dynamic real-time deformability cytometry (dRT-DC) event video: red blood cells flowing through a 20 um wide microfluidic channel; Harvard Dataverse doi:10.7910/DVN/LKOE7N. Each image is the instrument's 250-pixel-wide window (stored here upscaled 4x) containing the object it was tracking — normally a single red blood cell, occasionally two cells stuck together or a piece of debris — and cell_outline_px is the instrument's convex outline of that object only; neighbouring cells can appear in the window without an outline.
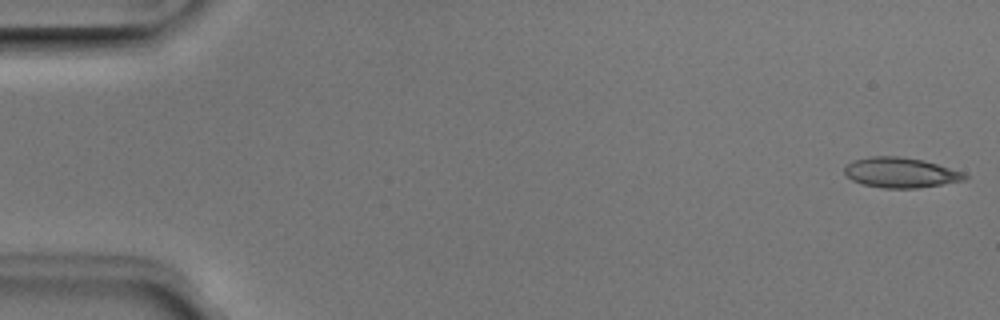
{"species": "Egyptian fruit bat (a non-hibernating species)", "species_latin": "Rousettus aegyptiacus", "temperature_condition": "room temperature", "stored_images_in_passage": 16, "camera_frame_rate_fps": 3000, "um_per_image_px": 0.085, "animal": {"sex": "male"}, "frame": {"image": 1, "passage_image": 1, "time_ms": 0.0, "image_size_px": [1000, 320], "cell_outline_px": [[968, 176], [964, 180], [916, 188], [884, 188], [864, 184], [852, 180], [844, 172], [844, 168], [852, 160], [872, 156], [900, 156], [924, 160], [964, 172]], "centroid_in_image_um": [76.54, 14.66], "position_along_channel_um": 8.5, "area_um2": 20.98}}
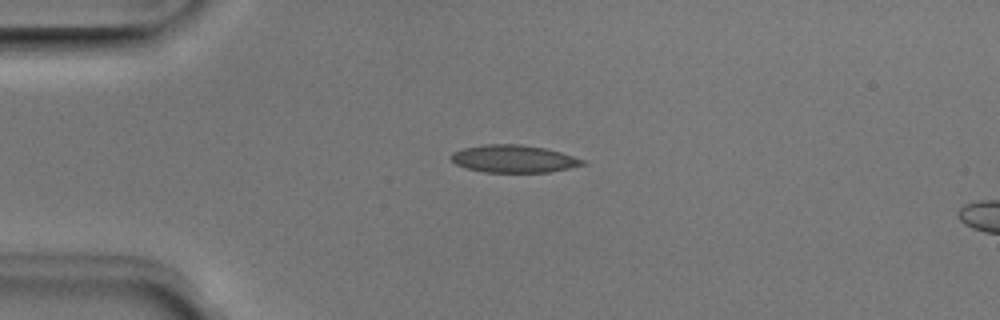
{"frame": {"image": 2, "passage_image": 12, "time_ms": 3.667, "image_size_px": [1000, 320], "cell_outline_px": [[588, 164], [548, 172], [484, 172], [468, 168], [456, 164], [448, 156], [452, 152], [464, 148], [484, 144], [520, 144], [544, 148], [560, 152], [588, 160]], "centroid_in_image_um": [43.69, 13.49], "position_along_channel_um": 41.3, "area_um2": 21.15}}